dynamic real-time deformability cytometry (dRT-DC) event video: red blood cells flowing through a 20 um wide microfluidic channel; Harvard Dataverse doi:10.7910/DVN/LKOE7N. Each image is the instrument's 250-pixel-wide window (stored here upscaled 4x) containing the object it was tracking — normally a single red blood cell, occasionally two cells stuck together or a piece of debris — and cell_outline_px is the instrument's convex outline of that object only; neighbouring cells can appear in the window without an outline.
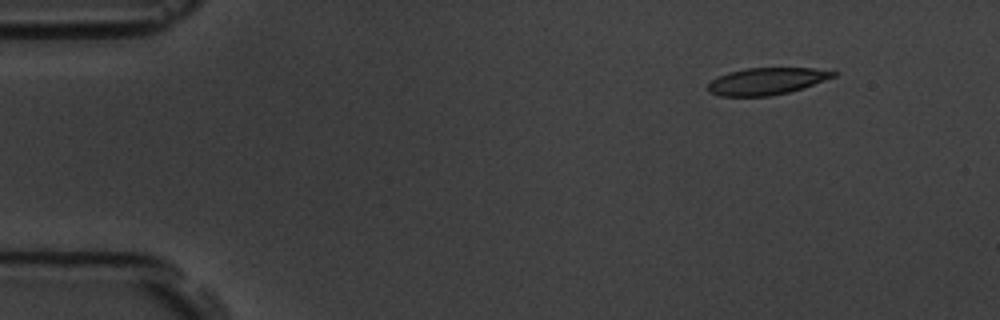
{"species": "common noctule bat (a hibernating species)", "species_latin": "Nyctalus noctula", "temperature_condition": "room temperature", "stored_images_in_passage": 5, "segment_of_instrument_passage": [2, 2], "camera_frame_rate_fps": 3000, "um_per_image_px": 0.085, "animal": {"sex": "male", "body_mass_g": 19.5, "forearm_length_mm": 54.6}, "frame": {"image": 1, "passage_image": 5, "time_ms": 6.333, "image_size_px": [1000, 320], "cell_outline_px": [[836, 76], [804, 88], [788, 92], [768, 96], [720, 96], [708, 92], [708, 84], [712, 80], [728, 72], [744, 68], [816, 68], [836, 72]], "centroid_in_image_um": [65.16, 6.9], "position_along_channel_um": 19.8, "area_um2": 19.65}}